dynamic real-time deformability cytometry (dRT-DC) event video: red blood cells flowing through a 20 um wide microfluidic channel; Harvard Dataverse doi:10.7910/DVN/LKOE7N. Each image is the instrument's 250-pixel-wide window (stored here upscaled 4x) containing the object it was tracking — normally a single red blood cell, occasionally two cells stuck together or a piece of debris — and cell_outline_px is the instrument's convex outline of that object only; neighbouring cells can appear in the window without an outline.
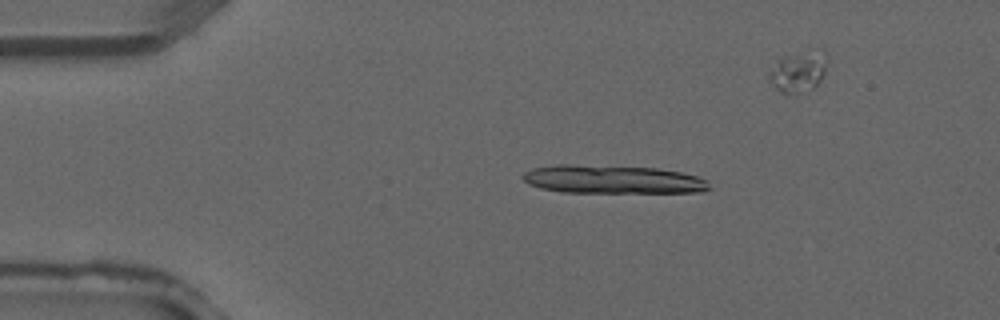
{"species": "common noctule bat (a hibernating species)", "species_latin": "Nyctalus noctula", "temperature_condition": "warm", "stored_images_in_passage": 4, "camera_frame_rate_fps": 3000, "um_per_image_px": 0.085, "animal": {"sex": "male", "forearm_length_mm": 52.5}, "frame": {"image": 1, "passage_image": 2, "time_ms": 0.333, "image_size_px": [1000, 320], "cell_outline_px": [[712, 188], [704, 192], [564, 192], [540, 188], [528, 184], [520, 176], [524, 172], [532, 168], [556, 164], [568, 164], [656, 168], [680, 172], [696, 176], [708, 180]], "centroid_in_image_um": [52.06, 15.25], "position_along_channel_um": 32.9, "area_um2": 30.92}}